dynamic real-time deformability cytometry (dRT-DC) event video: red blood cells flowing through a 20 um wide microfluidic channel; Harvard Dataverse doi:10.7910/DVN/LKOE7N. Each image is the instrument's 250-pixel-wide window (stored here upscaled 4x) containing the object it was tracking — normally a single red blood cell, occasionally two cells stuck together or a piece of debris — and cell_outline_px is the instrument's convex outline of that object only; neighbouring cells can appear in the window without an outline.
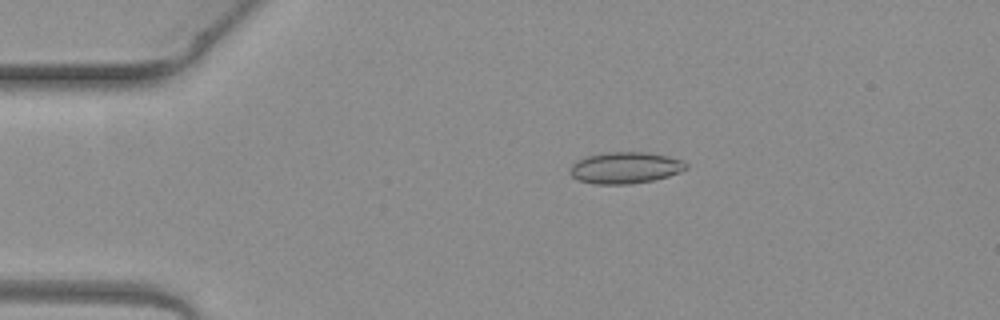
{"species": "common noctule bat (a hibernating species)", "species_latin": "Nyctalus noctula", "temperature_condition": "warm", "stored_images_in_passage": 5, "camera_frame_rate_fps": 3000, "um_per_image_px": 0.085, "animal": {"sex": "female", "body_mass_g": 19.3, "forearm_length_mm": 54.1}, "frame": {"image": 1, "passage_image": 5, "time_ms": 1.333, "image_size_px": [1000, 320], "cell_outline_px": [[688, 168], [680, 172], [668, 176], [652, 180], [628, 184], [596, 184], [580, 180], [572, 176], [568, 172], [572, 164], [588, 156], [608, 152], [644, 152], [668, 156], [680, 160], [688, 164]], "centroid_in_image_um": [53.16, 14.26], "position_along_channel_um": 31.8, "area_um2": 21.04}}